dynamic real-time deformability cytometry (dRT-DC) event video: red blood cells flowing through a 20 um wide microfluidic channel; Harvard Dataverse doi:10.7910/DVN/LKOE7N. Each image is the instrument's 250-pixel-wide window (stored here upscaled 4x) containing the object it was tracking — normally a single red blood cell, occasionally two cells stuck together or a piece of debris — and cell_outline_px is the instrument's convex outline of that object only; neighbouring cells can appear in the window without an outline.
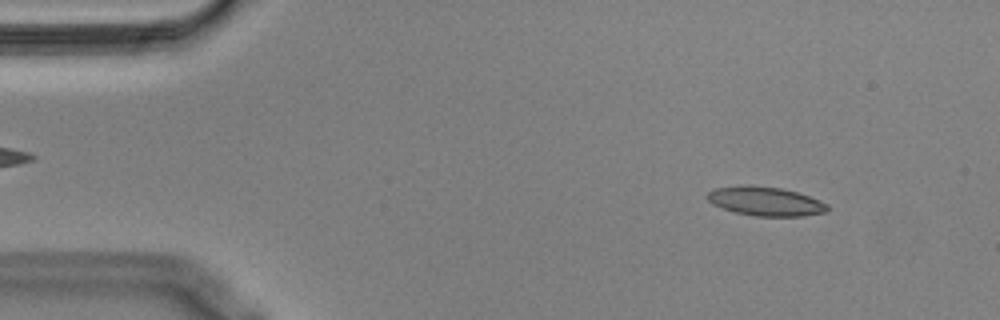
{"species": "Egyptian fruit bat (a non-hibernating species)", "species_latin": "Rousettus aegyptiacus", "temperature_condition": "cold", "stored_images_in_passage": 55, "camera_frame_rate_fps": 3000, "um_per_image_px": 0.085, "animal": {"sex": "male"}, "frame": {"image": 1, "passage_image": 6, "time_ms": 1.667, "image_size_px": [1000, 320], "cell_outline_px": [[828, 212], [804, 216], [756, 216], [736, 212], [712, 204], [704, 196], [708, 192], [716, 188], [748, 184], [780, 188], [796, 192], [820, 200], [828, 204]], "centroid_in_image_um": [65.07, 17.1], "position_along_channel_um": 19.9, "area_um2": 20.35}}
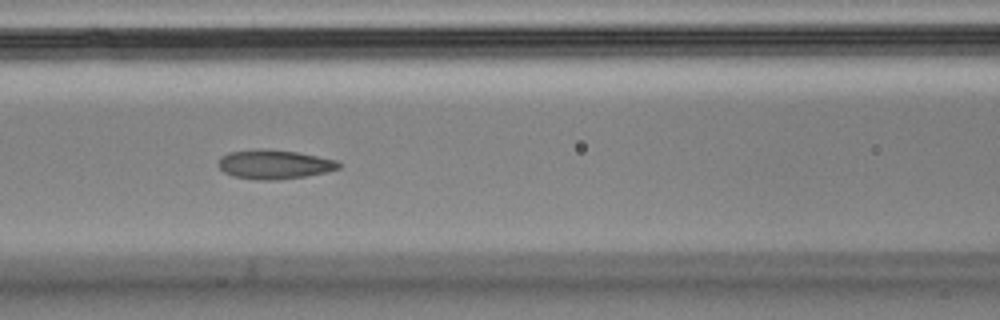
{"frame": {"image": 2, "passage_image": 23, "time_ms": 7.333, "image_size_px": [1000, 320], "cell_outline_px": [[340, 168], [324, 172], [304, 176], [276, 180], [260, 180], [232, 176], [224, 172], [216, 164], [220, 156], [228, 152], [260, 148], [296, 152], [336, 160], [340, 164]], "centroid_in_image_um": [23.24, 13.96], "position_along_channel_um": 143.4, "area_um2": 20.4}}
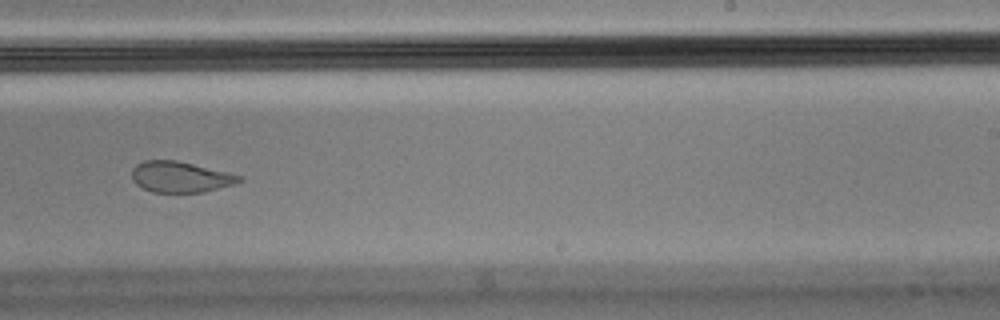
{"frame": {"image": 3, "passage_image": 34, "time_ms": 11.0, "image_size_px": [1000, 320], "cell_outline_px": [[244, 180], [236, 184], [204, 192], [152, 192], [136, 184], [132, 180], [132, 168], [136, 164], [144, 160], [176, 160], [228, 172], [244, 176]], "centroid_in_image_um": [15.36, 15.04], "position_along_channel_um": 273.6, "area_um2": 19.48}, "authors_computed_cell_mechanics": {"area_um2": 20.9236, "velocity_mm_per_s": 3.5645, "shape_relaxation_time_tau1_ms": null, "shape_relaxation_time_tau2_ms": 1.6235, "deformation_change_tau1": null, "deformation_change_tau2": 0.0814}}